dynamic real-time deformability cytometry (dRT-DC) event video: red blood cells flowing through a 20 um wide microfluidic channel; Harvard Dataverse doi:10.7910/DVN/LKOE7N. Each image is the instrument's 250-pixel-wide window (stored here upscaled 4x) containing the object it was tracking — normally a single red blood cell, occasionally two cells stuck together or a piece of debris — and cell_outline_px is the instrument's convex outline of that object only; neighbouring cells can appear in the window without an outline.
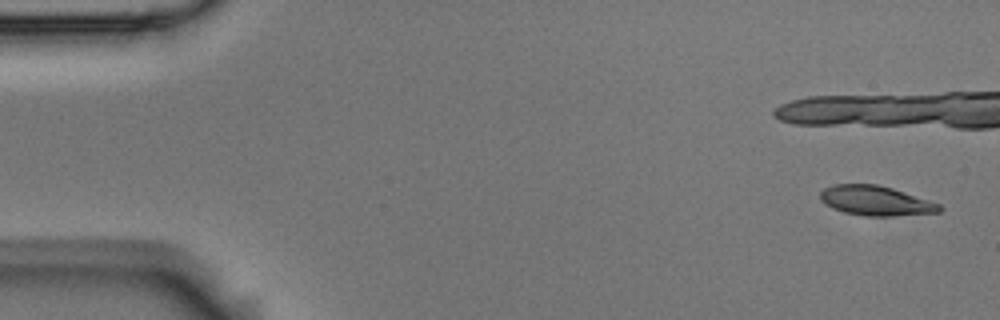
{"species": "Egyptian fruit bat (a non-hibernating species)", "species_latin": "Rousettus aegyptiacus", "temperature_condition": "room temperature", "stored_images_in_passage": 7, "camera_frame_rate_fps": 3000, "um_per_image_px": 0.085, "animal": {"sex": "male"}, "frame": {"image": 1, "passage_image": 1, "time_ms": 0.0, "image_size_px": [1000, 320], "cell_outline_px": [[944, 208], [940, 212], [896, 216], [868, 216], [844, 212], [832, 208], [824, 204], [820, 200], [820, 192], [824, 188], [832, 184], [876, 184], [892, 188], [940, 204]], "centroid_in_image_um": [74.42, 17.06], "position_along_channel_um": 10.6, "area_um2": 20.69}}
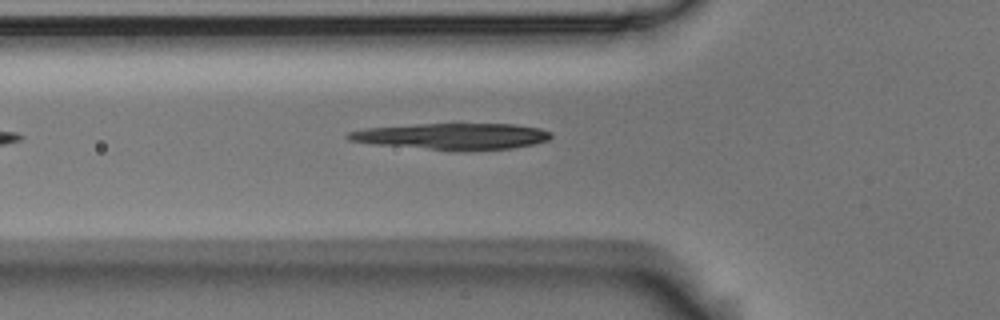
{"frame": {"image": 2, "passage_image": 7, "time_ms": 2.0, "image_size_px": [1000, 320], "cell_outline_px": [[552, 136], [548, 140], [532, 144], [512, 148], [428, 148], [372, 144], [348, 140], [344, 136], [348, 132], [364, 128], [416, 124], [516, 124], [540, 128], [552, 132]], "centroid_in_image_um": [38.41, 11.54], "position_along_channel_um": 87.4, "area_um2": 30.06}}